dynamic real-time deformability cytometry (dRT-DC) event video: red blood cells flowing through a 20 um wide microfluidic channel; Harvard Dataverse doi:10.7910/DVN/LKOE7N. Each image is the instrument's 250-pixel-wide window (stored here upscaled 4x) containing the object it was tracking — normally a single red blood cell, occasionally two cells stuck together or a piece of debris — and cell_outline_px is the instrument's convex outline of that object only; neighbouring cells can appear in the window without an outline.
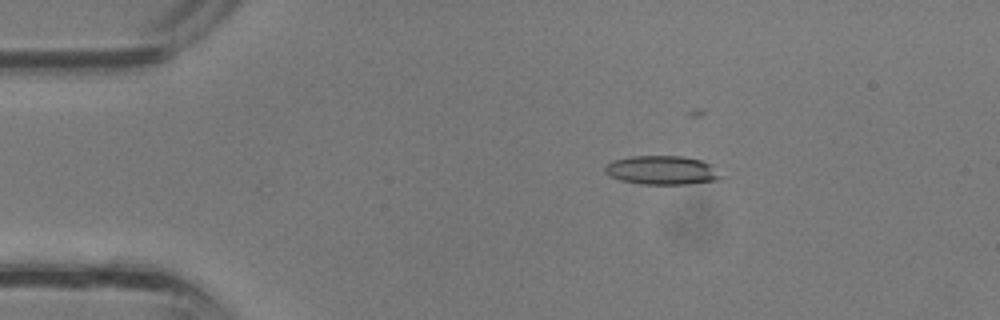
{"species": "common noctule bat (a hibernating species)", "species_latin": "Nyctalus noctula", "temperature_condition": "room temperature", "stored_images_in_passage": 32, "camera_frame_rate_fps": 3000, "um_per_image_px": 0.085, "animal": {"sex": "male", "body_mass_g": 13.3}, "frame": {"image": 1, "passage_image": 8, "time_ms": 2.333, "image_size_px": [1000, 320], "cell_outline_px": [[724, 176], [720, 180], [688, 184], [640, 184], [620, 180], [604, 172], [604, 164], [612, 160], [628, 156], [684, 156], [700, 160], [712, 164]], "centroid_in_image_um": [56.28, 14.46], "position_along_channel_um": 28.7, "area_um2": 19.88}}
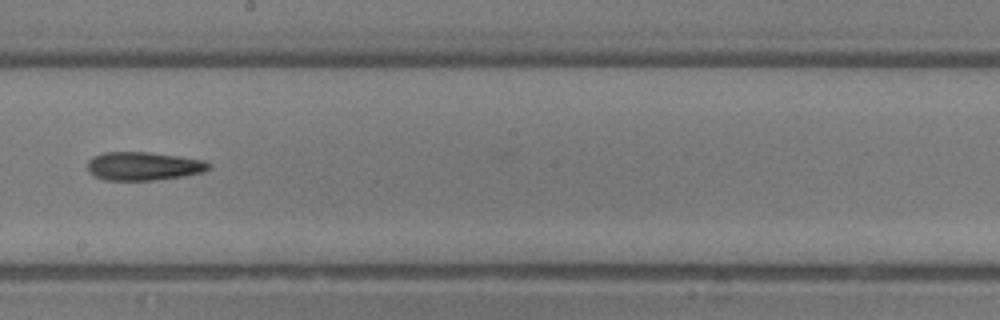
{"frame": {"image": 2, "passage_image": 22, "time_ms": 7.0, "image_size_px": [1000, 320], "cell_outline_px": [[212, 168], [204, 172], [184, 176], [156, 180], [104, 180], [88, 172], [88, 160], [92, 156], [104, 152], [148, 152], [176, 156], [200, 160], [212, 164]], "centroid_in_image_um": [12.19, 14.12], "position_along_channel_um": 236.0, "area_um2": 20.11}}
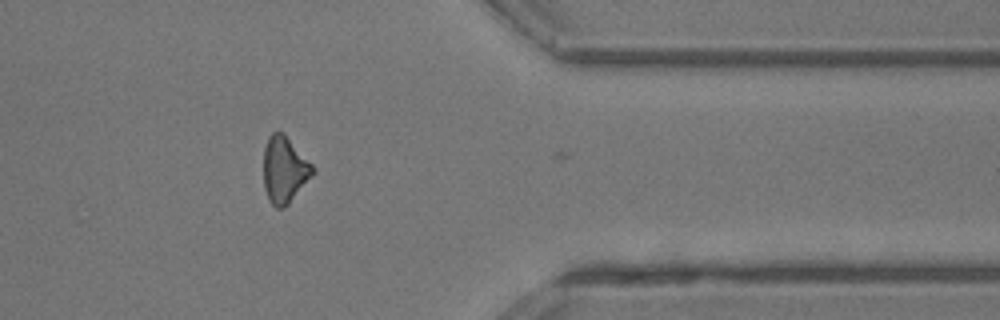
{"frame": {"image": 3, "passage_image": 31, "time_ms": 10.0, "image_size_px": [1000, 320], "cell_outline_px": [[316, 172], [288, 204], [284, 208], [276, 208], [268, 200], [264, 188], [264, 148], [268, 136], [272, 132], [280, 132], [312, 164]], "centroid_in_image_um": [24.16, 14.48], "position_along_channel_um": 387.2, "area_um2": 18.73}}